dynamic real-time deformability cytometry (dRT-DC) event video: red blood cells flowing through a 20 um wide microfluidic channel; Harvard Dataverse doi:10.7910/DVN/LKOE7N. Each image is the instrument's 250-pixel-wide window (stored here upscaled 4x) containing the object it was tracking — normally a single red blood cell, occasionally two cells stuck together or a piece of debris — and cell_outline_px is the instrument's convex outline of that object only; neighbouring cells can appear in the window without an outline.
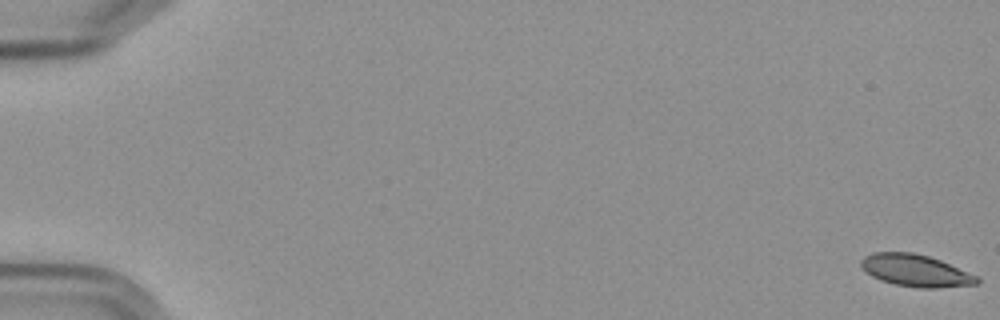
{"species": "Egyptian fruit bat (a non-hibernating species)", "species_latin": "Rousettus aegyptiacus", "temperature_condition": "cold", "stored_images_in_passage": 58, "camera_frame_rate_fps": 3000, "um_per_image_px": 0.085, "frame": {"image": 1, "passage_image": 1, "time_ms": 0.0, "image_size_px": [1000, 320], "cell_outline_px": [[980, 284], [936, 288], [916, 288], [896, 284], [880, 280], [872, 276], [860, 268], [860, 260], [864, 256], [872, 252], [912, 252], [928, 256], [940, 260], [976, 276], [980, 280]], "centroid_in_image_um": [77.78, 23.0], "position_along_channel_um": 7.2, "area_um2": 21.68}}
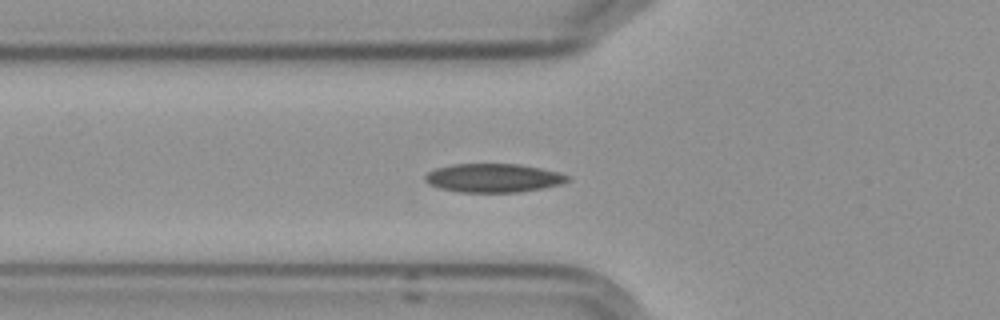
{"frame": {"image": 2, "passage_image": 22, "time_ms": 7.0, "image_size_px": [1000, 320], "cell_outline_px": [[572, 180], [560, 184], [544, 188], [520, 192], [460, 192], [440, 188], [428, 184], [424, 180], [424, 176], [428, 172], [436, 168], [452, 164], [520, 164], [560, 172], [572, 176]], "centroid_in_image_um": [41.98, 15.12], "position_along_channel_um": 83.8, "area_um2": 24.04}}
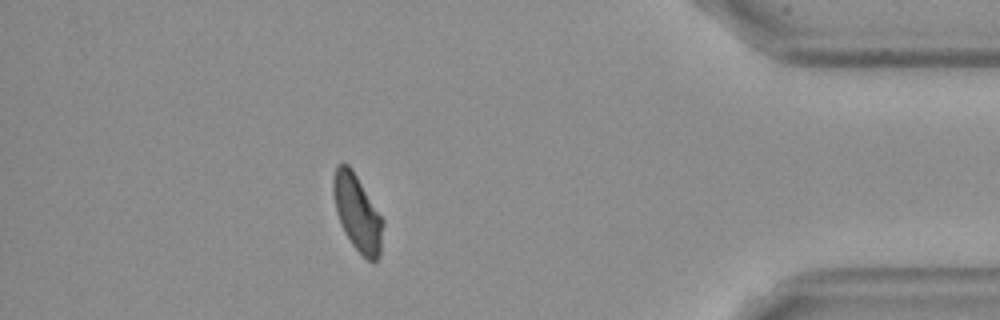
{"frame": {"image": 3, "passage_image": 52, "time_ms": 17.0, "image_size_px": [1000, 320], "cell_outline_px": [[384, 224], [380, 256], [376, 260], [368, 260], [352, 244], [344, 232], [340, 224], [336, 212], [332, 192], [332, 180], [336, 164], [348, 164], [352, 168], [384, 220]], "centroid_in_image_um": [30.36, 18.07], "position_along_channel_um": 404.8, "area_um2": 22.2}, "authors_computed_cell_mechanics": {"area_um2": 22.4553, "velocity_mm_per_s": 3.5803, "shape_relaxation_time_tau1_ms": 9.1014, "shape_relaxation_time_tau2_ms": 3.2599, "deformation_change_tau1": 0.1858, "deformation_change_tau2": 0.0706}}